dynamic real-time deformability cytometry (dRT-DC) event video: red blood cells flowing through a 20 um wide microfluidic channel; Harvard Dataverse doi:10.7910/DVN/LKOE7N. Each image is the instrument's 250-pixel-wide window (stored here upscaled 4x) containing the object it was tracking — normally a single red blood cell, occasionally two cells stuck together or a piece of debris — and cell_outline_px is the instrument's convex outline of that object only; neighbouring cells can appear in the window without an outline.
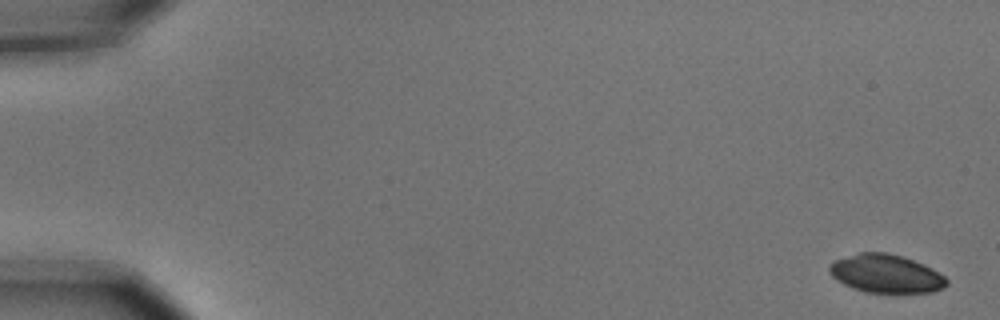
{"species": "common noctule bat (a hibernating species)", "species_latin": "Nyctalus noctula", "temperature_condition": "cold", "stored_images_in_passage": 5, "camera_frame_rate_fps": 3000, "um_per_image_px": 0.085, "animal": {"sex": "male", "body_mass_g": 15.6}, "frame": {"image": 1, "passage_image": 1, "time_ms": 0.0, "image_size_px": [1000, 320], "cell_outline_px": [[948, 284], [944, 288], [932, 292], [864, 292], [852, 288], [836, 280], [828, 272], [828, 264], [832, 260], [860, 252], [884, 252], [900, 256], [924, 264], [932, 268], [944, 276], [948, 280]], "centroid_in_image_um": [75.27, 23.26], "position_along_channel_um": 9.7, "area_um2": 26.3}}